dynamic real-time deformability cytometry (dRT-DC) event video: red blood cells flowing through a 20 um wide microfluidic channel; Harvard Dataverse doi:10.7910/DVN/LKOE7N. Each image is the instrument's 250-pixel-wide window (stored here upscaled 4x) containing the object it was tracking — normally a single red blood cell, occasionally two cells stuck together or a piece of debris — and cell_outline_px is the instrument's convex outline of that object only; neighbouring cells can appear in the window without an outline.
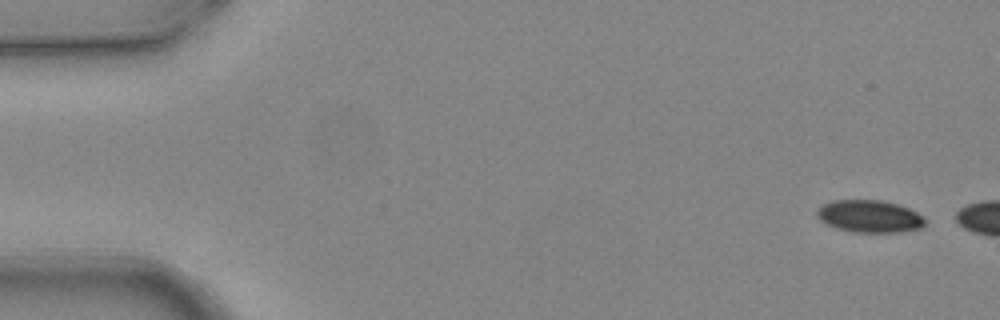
{"species": "common noctule bat (a hibernating species)", "species_latin": "Nyctalus noctula", "temperature_condition": "warm", "stored_images_in_passage": 2, "camera_frame_rate_fps": 3000, "um_per_image_px": 0.085, "animal": {"sex": "female", "body_mass_g": 24.6, "forearm_length_mm": 56.2}, "frame": {"image": 1, "passage_image": 1, "time_ms": 0.0, "image_size_px": [1000, 320], "cell_outline_px": [[924, 224], [920, 228], [900, 232], [852, 232], [836, 228], [820, 220], [816, 216], [816, 212], [824, 204], [832, 200], [880, 200], [896, 204], [908, 208], [924, 216]], "centroid_in_image_um": [73.9, 18.39], "position_along_channel_um": 11.1, "area_um2": 20.23}}